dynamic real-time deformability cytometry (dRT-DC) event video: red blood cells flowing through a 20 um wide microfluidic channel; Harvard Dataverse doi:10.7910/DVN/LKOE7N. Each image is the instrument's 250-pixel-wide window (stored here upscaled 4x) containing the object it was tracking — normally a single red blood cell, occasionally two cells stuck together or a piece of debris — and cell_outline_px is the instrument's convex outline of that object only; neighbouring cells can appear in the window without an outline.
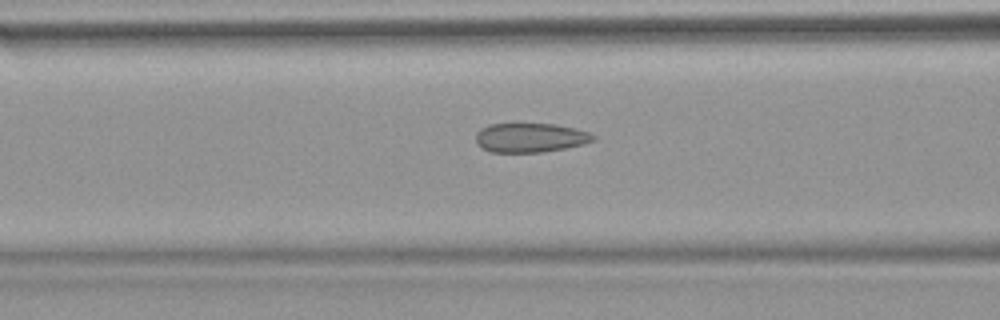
{"species": "common noctule bat (a hibernating species)", "species_latin": "Nyctalus noctula", "temperature_condition": "warm", "stored_images_in_passage": 51, "camera_frame_rate_fps": 3000, "um_per_image_px": 0.085, "animal": {"sex": "female", "body_mass_g": 18.4}, "frame": {"image": 1, "passage_image": 21, "time_ms": 6.667, "image_size_px": [1000, 320], "cell_outline_px": [[596, 140], [584, 144], [564, 148], [540, 152], [492, 152], [476, 144], [476, 132], [480, 128], [488, 124], [556, 124], [576, 128], [588, 132], [596, 136]], "centroid_in_image_um": [45.08, 11.69], "position_along_channel_um": 121.5, "area_um2": 20.06}}
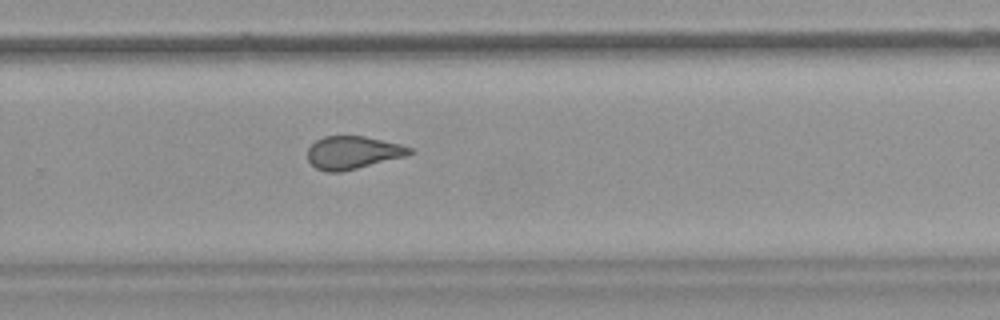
{"frame": {"image": 2, "passage_image": 35, "time_ms": 11.333, "image_size_px": [1000, 320], "cell_outline_px": [[416, 152], [404, 156], [340, 172], [324, 172], [316, 168], [308, 160], [308, 148], [316, 140], [324, 136], [364, 136], [400, 144], [412, 148]], "centroid_in_image_um": [29.97, 12.96], "position_along_channel_um": 299.8, "area_um2": 19.36}}
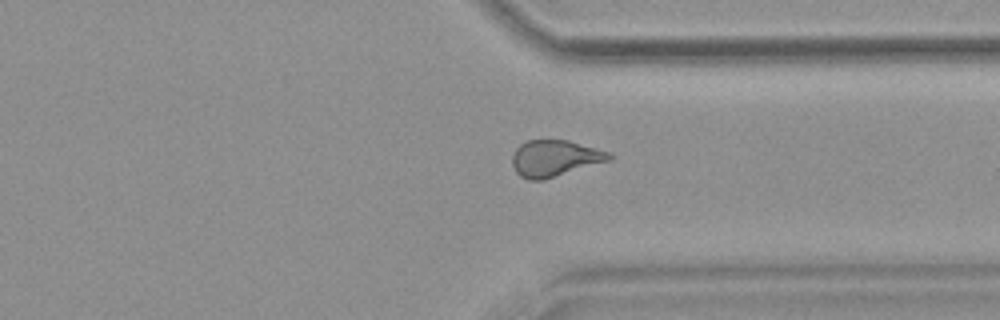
{"frame": {"image": 3, "passage_image": 40, "time_ms": 13.0, "image_size_px": [1000, 320], "cell_outline_px": [[612, 160], [544, 180], [528, 180], [520, 176], [516, 172], [512, 164], [512, 156], [516, 148], [520, 144], [528, 140], [568, 140], [608, 152], [612, 156]], "centroid_in_image_um": [47.14, 13.47], "position_along_channel_um": 364.3, "area_um2": 20.58}, "authors_computed_cell_mechanics": {"area_um2": 20.9814, "velocity_mm_per_s": 3.8291, "shape_relaxation_time_tau1_ms": null, "shape_relaxation_time_tau2_ms": 1.2425, "deformation_change_tau1": null, "deformation_change_tau2": 0.0827}}